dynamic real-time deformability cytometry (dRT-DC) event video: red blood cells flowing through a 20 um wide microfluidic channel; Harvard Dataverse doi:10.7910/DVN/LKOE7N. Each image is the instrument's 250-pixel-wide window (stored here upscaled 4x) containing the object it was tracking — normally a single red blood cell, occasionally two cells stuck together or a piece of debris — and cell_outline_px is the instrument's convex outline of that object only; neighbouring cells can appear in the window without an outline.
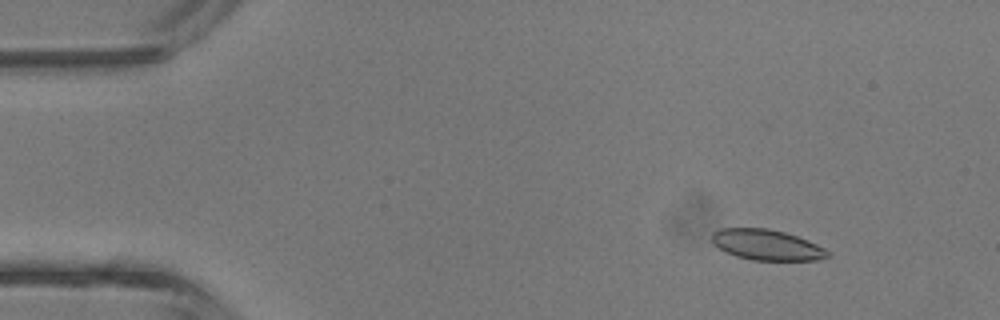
{"species": "common noctule bat (a hibernating species)", "species_latin": "Nyctalus noctula", "temperature_condition": "room temperature", "stored_images_in_passage": 42, "camera_frame_rate_fps": 3000, "um_per_image_px": 0.085, "animal": {"sex": "male", "body_mass_g": 13.3}, "frame": {"image": 1, "passage_image": 4, "time_ms": 1.0, "image_size_px": [1000, 320], "cell_outline_px": [[832, 256], [816, 260], [752, 260], [736, 256], [720, 248], [712, 240], [712, 232], [720, 228], [768, 228], [784, 232], [808, 240], [824, 248]], "centroid_in_image_um": [65.19, 20.81], "position_along_channel_um": 19.8, "area_um2": 20.46}}
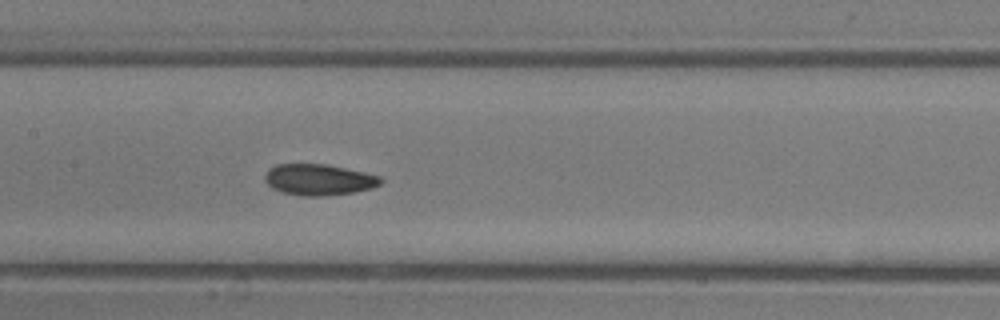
{"frame": {"image": 2, "passage_image": 20, "time_ms": 6.333, "image_size_px": [1000, 320], "cell_outline_px": [[384, 180], [380, 184], [372, 188], [352, 192], [324, 196], [300, 196], [280, 192], [272, 188], [264, 180], [264, 176], [268, 168], [276, 164], [328, 164], [364, 172], [380, 176]], "centroid_in_image_um": [27.07, 15.27], "position_along_channel_um": 180.3, "area_um2": 21.21}}
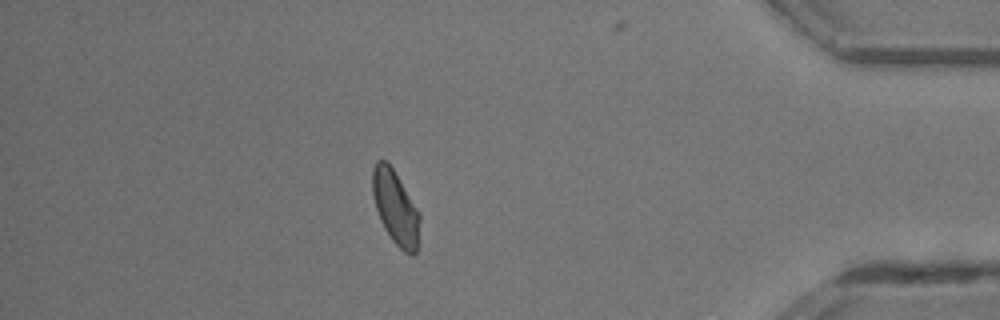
{"frame": {"image": 3, "passage_image": 37, "time_ms": 12.0, "image_size_px": [1000, 320], "cell_outline_px": [[420, 220], [416, 252], [412, 256], [404, 252], [392, 240], [384, 228], [380, 220], [376, 208], [372, 192], [372, 168], [376, 160], [384, 160], [392, 168], [420, 212]], "centroid_in_image_um": [33.61, 17.65], "position_along_channel_um": 401.6, "area_um2": 20.23}, "authors_computed_cell_mechanics": {"area_um2": 21.0392, "velocity_mm_per_s": 4.6893, "shape_relaxation_time_tau1_ms": 2.6781, "shape_relaxation_time_tau2_ms": 3.529, "deformation_change_tau1": 0.0907, "deformation_change_tau2": 0.0786}}